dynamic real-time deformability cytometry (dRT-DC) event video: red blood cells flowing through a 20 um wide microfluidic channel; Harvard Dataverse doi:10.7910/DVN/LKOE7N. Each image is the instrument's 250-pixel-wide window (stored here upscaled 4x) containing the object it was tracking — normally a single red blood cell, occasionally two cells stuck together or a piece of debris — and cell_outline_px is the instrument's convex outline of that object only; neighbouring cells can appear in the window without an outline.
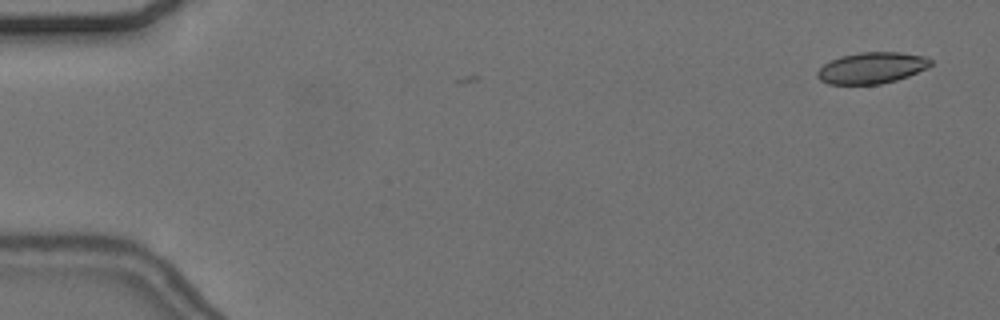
{"species": "common noctule bat (a hibernating species)", "species_latin": "Nyctalus noctula", "temperature_condition": "cold", "stored_images_in_passage": 3, "camera_frame_rate_fps": 3000, "um_per_image_px": 0.085, "animal": {"sex": "female", "body_mass_g": 24.6, "forearm_length_mm": 56.2}, "frame": {"image": 1, "passage_image": 3, "time_ms": 0.667, "image_size_px": [1000, 320], "cell_outline_px": [[932, 64], [928, 68], [908, 76], [896, 80], [880, 84], [828, 84], [820, 80], [816, 76], [816, 72], [824, 64], [840, 56], [860, 52], [900, 52], [924, 56], [932, 60]], "centroid_in_image_um": [74.1, 5.77], "position_along_channel_um": 10.9, "area_um2": 20.69}}